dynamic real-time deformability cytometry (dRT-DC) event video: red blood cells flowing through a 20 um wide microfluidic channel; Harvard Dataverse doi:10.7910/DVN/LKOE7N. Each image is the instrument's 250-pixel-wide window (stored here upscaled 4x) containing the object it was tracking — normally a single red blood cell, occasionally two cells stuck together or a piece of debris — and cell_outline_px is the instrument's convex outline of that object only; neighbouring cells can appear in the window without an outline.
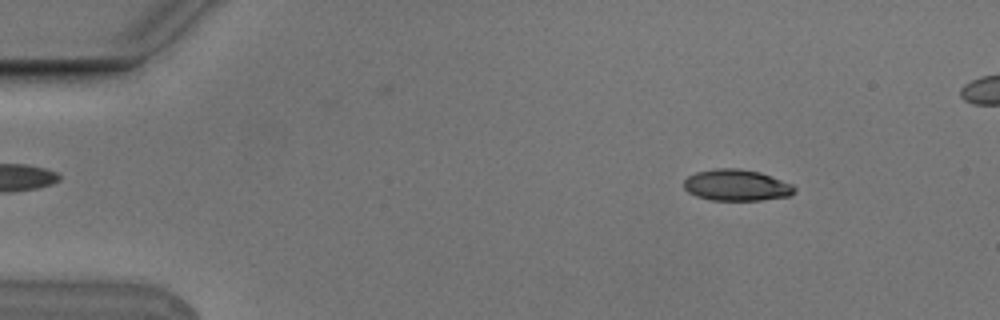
{"species": "Egyptian fruit bat (a non-hibernating species)", "species_latin": "Rousettus aegyptiacus", "temperature_condition": "cold", "stored_images_in_passage": 6, "camera_frame_rate_fps": 3000, "um_per_image_px": 0.085, "animal": {"sex": "male"}, "frame": {"image": 1, "passage_image": 3, "time_ms": 0.667, "image_size_px": [1000, 320], "cell_outline_px": [[796, 192], [792, 196], [760, 200], [712, 200], [696, 196], [688, 192], [684, 188], [684, 180], [688, 176], [696, 172], [716, 168], [740, 168], [760, 172], [792, 184], [796, 188]], "centroid_in_image_um": [62.62, 15.74], "position_along_channel_um": 22.4, "area_um2": 20.35}}